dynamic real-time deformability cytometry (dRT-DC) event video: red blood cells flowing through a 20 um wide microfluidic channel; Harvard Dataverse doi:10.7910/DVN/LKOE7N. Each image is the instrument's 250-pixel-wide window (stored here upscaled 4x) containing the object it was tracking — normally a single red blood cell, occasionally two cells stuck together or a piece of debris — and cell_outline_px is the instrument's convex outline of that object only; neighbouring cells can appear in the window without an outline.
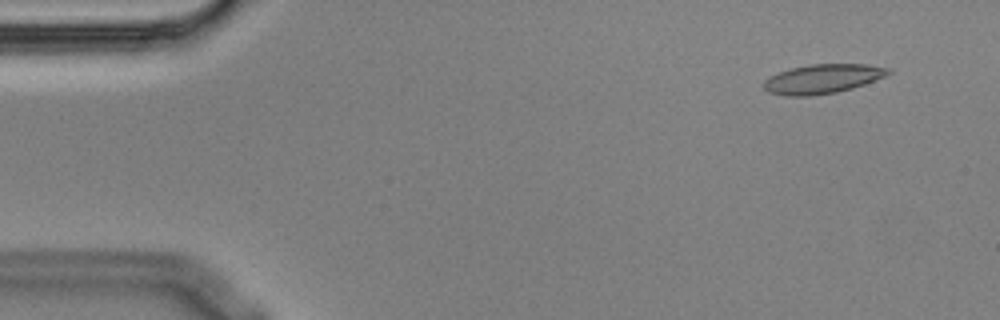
{"species": "Egyptian fruit bat (a non-hibernating species)", "species_latin": "Rousettus aegyptiacus", "temperature_condition": "cold", "stored_images_in_passage": 3, "camera_frame_rate_fps": 3000, "um_per_image_px": 0.085, "animal": {"sex": "male"}, "frame": {"image": 1, "passage_image": 1, "time_ms": 0.0, "image_size_px": [1000, 320], "cell_outline_px": [[892, 72], [884, 76], [864, 84], [852, 88], [836, 92], [812, 96], [784, 96], [768, 92], [764, 88], [764, 80], [780, 72], [792, 68], [808, 64], [868, 64], [888, 68]], "centroid_in_image_um": [69.91, 6.71], "position_along_channel_um": 15.1, "area_um2": 21.1}}